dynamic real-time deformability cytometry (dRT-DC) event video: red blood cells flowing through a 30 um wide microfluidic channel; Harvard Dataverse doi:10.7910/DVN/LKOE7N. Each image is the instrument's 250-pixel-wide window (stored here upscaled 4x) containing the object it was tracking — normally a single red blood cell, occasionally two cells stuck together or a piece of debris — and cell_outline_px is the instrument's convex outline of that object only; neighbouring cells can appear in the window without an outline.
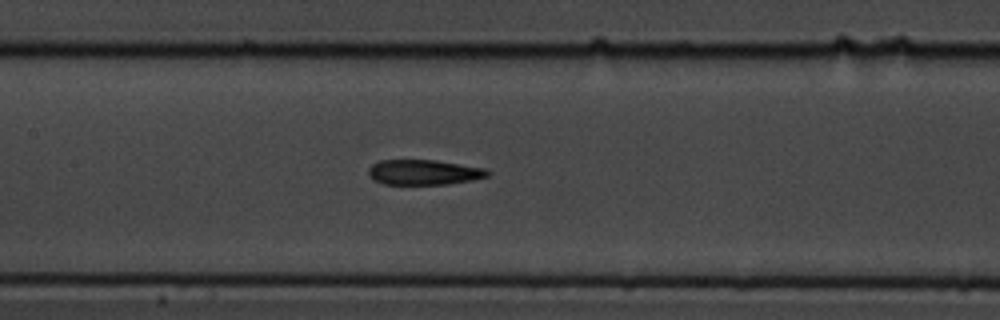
{"species": "common noctule bat (a hibernating species)", "species_latin": "Nyctalus noctula", "temperature_condition": "cold", "stored_images_in_passage": 7, "camera_frame_rate_fps": 3000, "um_per_image_px": 0.085, "animal": {"sex": "male", "body_mass_g": 19.5, "forearm_length_mm": 54.6}, "frame": {"image": 1, "passage_image": 7, "time_ms": 2.0, "image_size_px": [1000, 320], "cell_outline_px": [[492, 172], [488, 176], [472, 180], [448, 184], [384, 184], [368, 176], [368, 168], [372, 164], [380, 160], [436, 160], [484, 168]], "centroid_in_image_um": [36.02, 14.64], "position_along_channel_um": 171.4, "area_um2": 17.46}}